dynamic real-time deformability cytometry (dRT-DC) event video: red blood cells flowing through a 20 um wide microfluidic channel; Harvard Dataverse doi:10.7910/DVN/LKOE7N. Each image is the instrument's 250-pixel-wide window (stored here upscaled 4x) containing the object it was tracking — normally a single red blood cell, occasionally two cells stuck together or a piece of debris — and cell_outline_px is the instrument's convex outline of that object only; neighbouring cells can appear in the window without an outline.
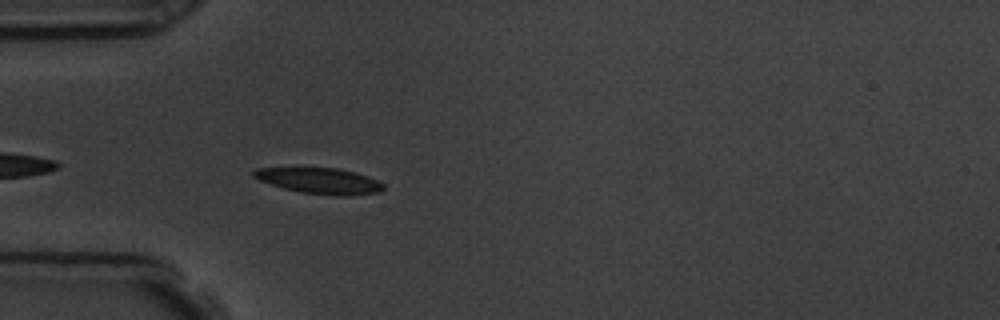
{"species": "common noctule bat (a hibernating species)", "species_latin": "Nyctalus noctula", "temperature_condition": "room temperature", "stored_images_in_passage": 5, "camera_frame_rate_fps": 3000, "um_per_image_px": 0.085, "animal": {"sex": "male", "body_mass_g": 19.5, "forearm_length_mm": 54.6}, "frame": {"image": 1, "passage_image": 5, "time_ms": 4.333, "image_size_px": [1000, 320], "cell_outline_px": [[384, 188], [380, 192], [344, 196], [336, 196], [300, 192], [284, 188], [260, 180], [252, 176], [252, 172], [256, 168], [336, 168], [356, 172], [368, 176], [384, 184]], "centroid_in_image_um": [27.19, 15.37], "position_along_channel_um": 57.8, "area_um2": 19.42}}